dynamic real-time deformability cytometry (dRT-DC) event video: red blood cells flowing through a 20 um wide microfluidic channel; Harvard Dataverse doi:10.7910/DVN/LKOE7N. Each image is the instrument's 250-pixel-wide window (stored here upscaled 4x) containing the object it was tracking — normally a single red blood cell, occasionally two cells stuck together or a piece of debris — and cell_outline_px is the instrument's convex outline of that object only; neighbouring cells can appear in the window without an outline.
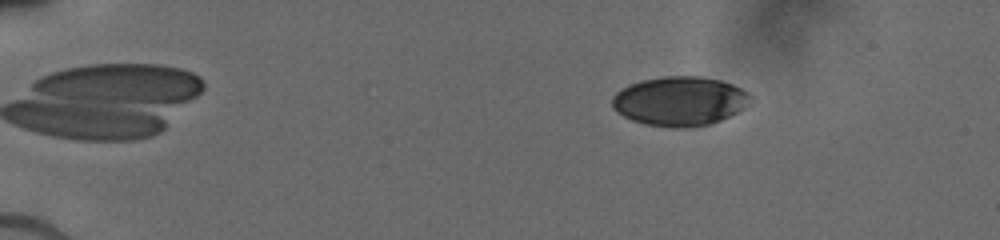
{"species": "human", "species_latin": "Homo sapiens", "temperature_condition": "cold", "stored_images_in_passage": 53, "camera_frame_rate_fps": 3000, "um_per_image_px": 0.085, "donor": {"sex": "male"}, "frame": {"image": 1, "passage_image": 5, "time_ms": 1.0, "image_size_px": [1000, 240], "cell_outline_px": [[752, 96], [744, 108], [720, 120], [708, 124], [692, 128], [672, 128], [644, 124], [632, 120], [624, 116], [612, 108], [612, 96], [616, 92], [628, 84], [640, 80], [664, 76], [700, 76], [720, 80], [732, 84], [748, 92]], "centroid_in_image_um": [57.75, 8.59], "position_along_channel_um": 27.3, "area_um2": 39.88}}
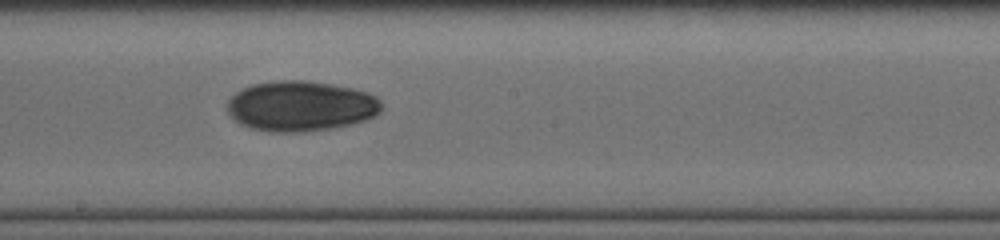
{"frame": {"image": 2, "passage_image": 34, "time_ms": 8.333, "image_size_px": [1000, 240], "cell_outline_px": [[380, 112], [364, 120], [352, 124], [332, 128], [300, 132], [272, 132], [248, 128], [240, 124], [228, 112], [228, 100], [236, 92], [252, 84], [280, 80], [304, 80], [352, 88], [368, 92], [376, 96], [380, 100]], "centroid_in_image_um": [25.55, 9.02], "position_along_channel_um": 222.7, "area_um2": 45.03}}
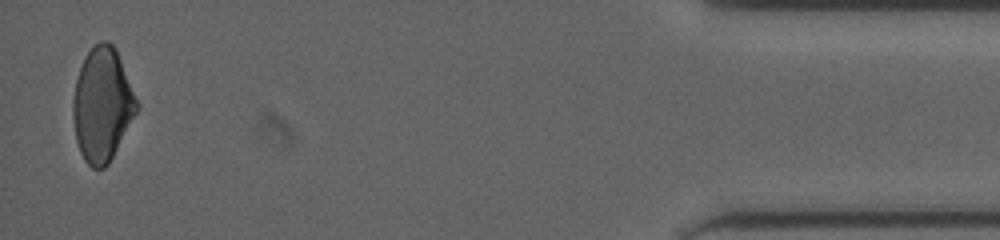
{"frame": {"image": 3, "passage_image": 53, "time_ms": 15.0, "image_size_px": [1000, 240], "cell_outline_px": [[140, 108], [108, 164], [104, 168], [92, 168], [84, 160], [80, 152], [76, 140], [72, 116], [72, 100], [76, 80], [84, 56], [100, 40], [108, 40], [116, 48]], "centroid_in_image_um": [8.68, 8.9], "position_along_channel_um": 426.5, "area_um2": 42.25}}